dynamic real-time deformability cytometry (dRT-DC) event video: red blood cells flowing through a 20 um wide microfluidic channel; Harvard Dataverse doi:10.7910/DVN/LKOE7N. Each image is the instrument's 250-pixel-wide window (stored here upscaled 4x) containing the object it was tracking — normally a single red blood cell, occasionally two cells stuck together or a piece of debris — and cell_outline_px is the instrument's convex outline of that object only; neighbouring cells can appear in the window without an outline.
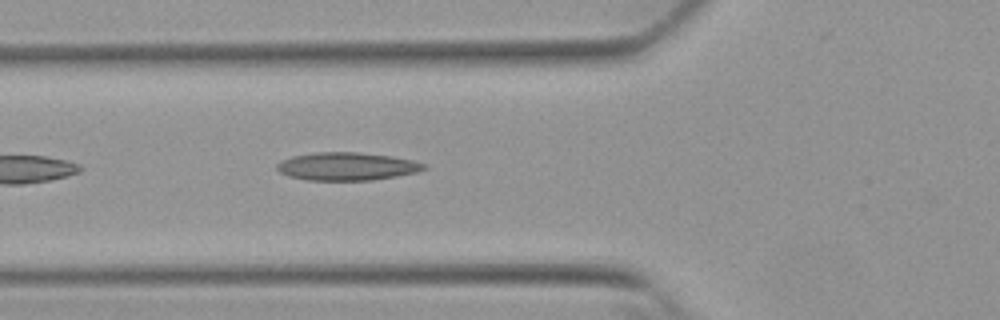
{"species": "Egyptian fruit bat (a non-hibernating species)", "species_latin": "Rousettus aegyptiacus", "temperature_condition": "warm", "stored_images_in_passage": 14, "camera_frame_rate_fps": 3000, "um_per_image_px": 0.085, "animal": {"sex": "female"}, "frame": {"image": 1, "passage_image": 5, "time_ms": 1.333, "image_size_px": [1000, 320], "cell_outline_px": [[428, 168], [416, 172], [396, 176], [372, 180], [308, 180], [288, 176], [280, 172], [276, 168], [276, 164], [280, 160], [292, 156], [316, 152], [360, 152], [392, 156], [412, 160], [424, 164]], "centroid_in_image_um": [29.46, 14.13], "position_along_channel_um": 96.3, "area_um2": 23.99}}
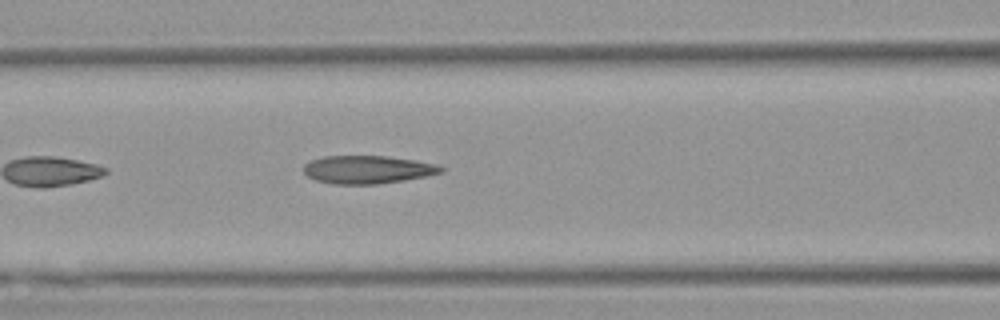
{"frame": {"image": 2, "passage_image": 8, "time_ms": 2.333, "image_size_px": [1000, 320], "cell_outline_px": [[444, 172], [404, 180], [376, 184], [332, 184], [316, 180], [308, 176], [304, 172], [304, 164], [312, 160], [324, 156], [388, 156], [416, 160], [440, 164], [444, 168]], "centroid_in_image_um": [31.28, 14.41], "position_along_channel_um": 135.3, "area_um2": 22.48}}